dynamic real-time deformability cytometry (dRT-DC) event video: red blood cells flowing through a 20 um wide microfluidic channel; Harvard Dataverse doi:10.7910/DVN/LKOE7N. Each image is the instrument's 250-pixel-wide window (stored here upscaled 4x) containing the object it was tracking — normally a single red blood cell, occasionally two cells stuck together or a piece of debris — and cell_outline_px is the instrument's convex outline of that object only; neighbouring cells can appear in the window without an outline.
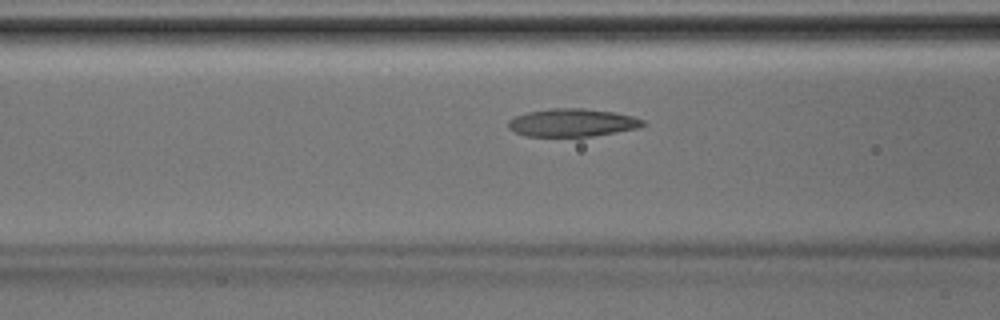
{"species": "Egyptian fruit bat (a non-hibernating species)", "species_latin": "Rousettus aegyptiacus", "temperature_condition": "room temperature", "stored_images_in_passage": 24, "camera_frame_rate_fps": 3000, "um_per_image_px": 0.085, "animal": {"sex": "male"}, "frame": {"image": 1, "passage_image": 4, "time_ms": 1.0, "image_size_px": [1000, 320], "cell_outline_px": [[648, 124], [640, 128], [592, 136], [524, 136], [508, 128], [508, 120], [516, 116], [528, 112], [548, 108], [584, 108], [612, 112], [632, 116], [644, 120]], "centroid_in_image_um": [48.66, 10.42], "position_along_channel_um": 117.9, "area_um2": 21.96}}
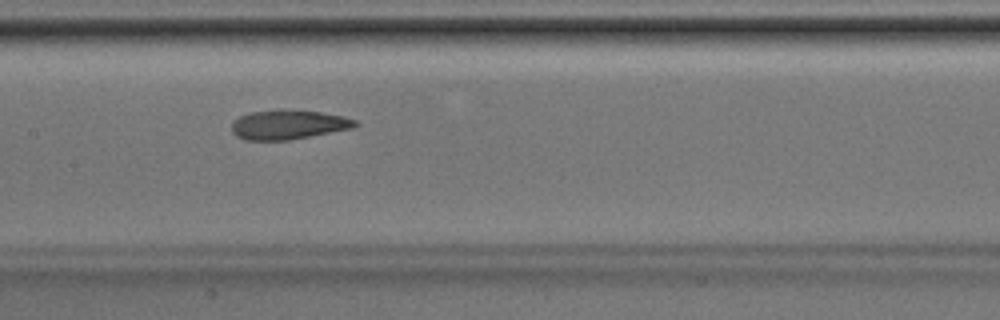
{"frame": {"image": 2, "passage_image": 8, "time_ms": 2.333, "image_size_px": [1000, 320], "cell_outline_px": [[360, 124], [352, 128], [288, 140], [244, 140], [236, 136], [232, 132], [232, 120], [240, 116], [252, 112], [284, 108], [320, 112], [344, 116], [356, 120]], "centroid_in_image_um": [24.49, 10.58], "position_along_channel_um": 182.9, "area_um2": 21.33}}
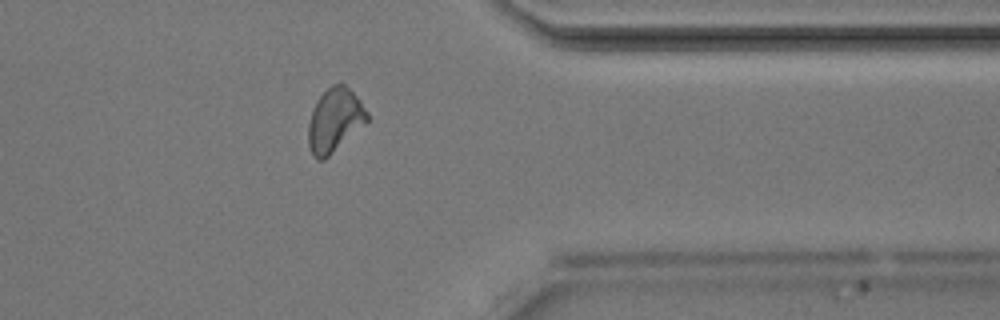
{"frame": {"image": 3, "passage_image": 21, "time_ms": 6.667, "image_size_px": [1000, 320], "cell_outline_px": [[368, 120], [324, 160], [316, 160], [312, 156], [308, 144], [308, 124], [312, 108], [316, 100], [332, 84], [344, 84], [360, 100], [368, 112]], "centroid_in_image_um": [28.41, 10.22], "position_along_channel_um": 383.0, "area_um2": 21.62}}